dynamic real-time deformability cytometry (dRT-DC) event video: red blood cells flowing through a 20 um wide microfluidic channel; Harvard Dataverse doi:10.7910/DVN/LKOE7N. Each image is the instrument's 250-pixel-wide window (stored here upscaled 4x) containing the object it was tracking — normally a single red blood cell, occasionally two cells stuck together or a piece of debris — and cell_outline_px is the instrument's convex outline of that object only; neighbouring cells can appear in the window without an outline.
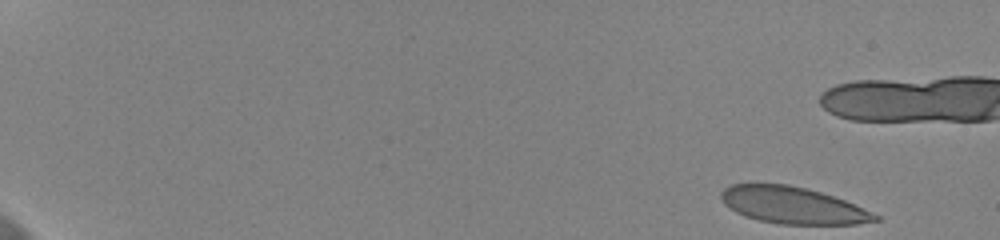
{"species": "human", "species_latin": "Homo sapiens", "temperature_condition": "cold", "stored_images_in_passage": 46, "camera_frame_rate_fps": 3000, "um_per_image_px": 0.085, "donor": {"sex": "female"}, "frame": {"image": 1, "passage_image": 1, "time_ms": 0.0, "image_size_px": [1000, 240], "cell_outline_px": [[880, 220], [856, 224], [780, 224], [760, 220], [744, 216], [736, 212], [724, 204], [720, 196], [720, 192], [724, 188], [732, 184], [788, 184], [820, 192], [844, 200], [880, 216]], "centroid_in_image_um": [67.35, 17.45], "position_along_channel_um": 17.6, "area_um2": 32.71}}